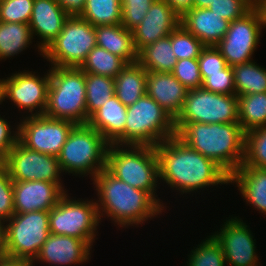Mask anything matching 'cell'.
Instances as JSON below:
<instances>
[{"label":"cell","instance_id":"6da1fadb","mask_svg":"<svg viewBox=\"0 0 266 266\" xmlns=\"http://www.w3.org/2000/svg\"><path fill=\"white\" fill-rule=\"evenodd\" d=\"M155 150L159 179L181 194L229 184V175L218 164L188 147L176 136L157 144Z\"/></svg>","mask_w":266,"mask_h":266},{"label":"cell","instance_id":"7a4b0ae2","mask_svg":"<svg viewBox=\"0 0 266 266\" xmlns=\"http://www.w3.org/2000/svg\"><path fill=\"white\" fill-rule=\"evenodd\" d=\"M98 199L96 202L98 215H106L118 227L143 224L157 217L164 207L149 192L131 187L116 178L106 168L93 179ZM104 212V213H103Z\"/></svg>","mask_w":266,"mask_h":266},{"label":"cell","instance_id":"3957f363","mask_svg":"<svg viewBox=\"0 0 266 266\" xmlns=\"http://www.w3.org/2000/svg\"><path fill=\"white\" fill-rule=\"evenodd\" d=\"M175 136L213 160L229 176L243 164L245 131L239 123H186Z\"/></svg>","mask_w":266,"mask_h":266},{"label":"cell","instance_id":"277c9868","mask_svg":"<svg viewBox=\"0 0 266 266\" xmlns=\"http://www.w3.org/2000/svg\"><path fill=\"white\" fill-rule=\"evenodd\" d=\"M122 147V148H121ZM126 147V148H125ZM106 169L131 187L149 192L162 206L156 194L159 180L155 147L147 145L110 144Z\"/></svg>","mask_w":266,"mask_h":266},{"label":"cell","instance_id":"5b68a950","mask_svg":"<svg viewBox=\"0 0 266 266\" xmlns=\"http://www.w3.org/2000/svg\"><path fill=\"white\" fill-rule=\"evenodd\" d=\"M44 115L87 124L85 72L75 67H51Z\"/></svg>","mask_w":266,"mask_h":266},{"label":"cell","instance_id":"8992f818","mask_svg":"<svg viewBox=\"0 0 266 266\" xmlns=\"http://www.w3.org/2000/svg\"><path fill=\"white\" fill-rule=\"evenodd\" d=\"M110 143L88 124L76 125L63 145L58 161L63 173L89 175L92 179L106 168Z\"/></svg>","mask_w":266,"mask_h":266},{"label":"cell","instance_id":"52a82bcc","mask_svg":"<svg viewBox=\"0 0 266 266\" xmlns=\"http://www.w3.org/2000/svg\"><path fill=\"white\" fill-rule=\"evenodd\" d=\"M124 145L157 144L176 135L174 119L147 93L127 107Z\"/></svg>","mask_w":266,"mask_h":266},{"label":"cell","instance_id":"ba28073f","mask_svg":"<svg viewBox=\"0 0 266 266\" xmlns=\"http://www.w3.org/2000/svg\"><path fill=\"white\" fill-rule=\"evenodd\" d=\"M49 234V211L15 213L2 225L1 253L33 262Z\"/></svg>","mask_w":266,"mask_h":266},{"label":"cell","instance_id":"9c48e42d","mask_svg":"<svg viewBox=\"0 0 266 266\" xmlns=\"http://www.w3.org/2000/svg\"><path fill=\"white\" fill-rule=\"evenodd\" d=\"M95 46V27L79 16H69L62 31L42 52V56L51 67L80 68Z\"/></svg>","mask_w":266,"mask_h":266},{"label":"cell","instance_id":"30bf717a","mask_svg":"<svg viewBox=\"0 0 266 266\" xmlns=\"http://www.w3.org/2000/svg\"><path fill=\"white\" fill-rule=\"evenodd\" d=\"M100 223L93 200L71 199L66 192L49 211V228L53 235H66L86 241L91 247ZM96 232V233H95Z\"/></svg>","mask_w":266,"mask_h":266},{"label":"cell","instance_id":"8fae6325","mask_svg":"<svg viewBox=\"0 0 266 266\" xmlns=\"http://www.w3.org/2000/svg\"><path fill=\"white\" fill-rule=\"evenodd\" d=\"M186 123H239L237 96L210 92L202 87L189 89L183 109L174 120L175 131Z\"/></svg>","mask_w":266,"mask_h":266},{"label":"cell","instance_id":"7c38bea8","mask_svg":"<svg viewBox=\"0 0 266 266\" xmlns=\"http://www.w3.org/2000/svg\"><path fill=\"white\" fill-rule=\"evenodd\" d=\"M263 28L264 17L259 5H255L242 18L230 22L224 38L215 46L228 66L252 61Z\"/></svg>","mask_w":266,"mask_h":266},{"label":"cell","instance_id":"4fadbf2b","mask_svg":"<svg viewBox=\"0 0 266 266\" xmlns=\"http://www.w3.org/2000/svg\"><path fill=\"white\" fill-rule=\"evenodd\" d=\"M71 121L40 116H27L18 125V140L28 149L58 157L70 132Z\"/></svg>","mask_w":266,"mask_h":266},{"label":"cell","instance_id":"5bb4252c","mask_svg":"<svg viewBox=\"0 0 266 266\" xmlns=\"http://www.w3.org/2000/svg\"><path fill=\"white\" fill-rule=\"evenodd\" d=\"M13 181L41 180L61 183L58 158L25 147L19 140L2 163Z\"/></svg>","mask_w":266,"mask_h":266},{"label":"cell","instance_id":"9a60e30c","mask_svg":"<svg viewBox=\"0 0 266 266\" xmlns=\"http://www.w3.org/2000/svg\"><path fill=\"white\" fill-rule=\"evenodd\" d=\"M48 71L44 77L25 70L1 79L3 101L11 100L17 108L28 110L29 116L44 115L50 83V69Z\"/></svg>","mask_w":266,"mask_h":266},{"label":"cell","instance_id":"2e32d148","mask_svg":"<svg viewBox=\"0 0 266 266\" xmlns=\"http://www.w3.org/2000/svg\"><path fill=\"white\" fill-rule=\"evenodd\" d=\"M220 244L228 266H258V256L253 240L254 236L248 225L241 218L226 220L220 231L213 233Z\"/></svg>","mask_w":266,"mask_h":266},{"label":"cell","instance_id":"e0dca14e","mask_svg":"<svg viewBox=\"0 0 266 266\" xmlns=\"http://www.w3.org/2000/svg\"><path fill=\"white\" fill-rule=\"evenodd\" d=\"M62 185L41 180L13 181L15 213L50 211L67 192Z\"/></svg>","mask_w":266,"mask_h":266},{"label":"cell","instance_id":"ac0fdd59","mask_svg":"<svg viewBox=\"0 0 266 266\" xmlns=\"http://www.w3.org/2000/svg\"><path fill=\"white\" fill-rule=\"evenodd\" d=\"M181 17L166 3L155 0L141 23L132 31L136 50L169 35L180 25Z\"/></svg>","mask_w":266,"mask_h":266},{"label":"cell","instance_id":"d6986e66","mask_svg":"<svg viewBox=\"0 0 266 266\" xmlns=\"http://www.w3.org/2000/svg\"><path fill=\"white\" fill-rule=\"evenodd\" d=\"M91 248L82 239L50 233L32 263L39 261L56 266L83 264V262H88L91 257Z\"/></svg>","mask_w":266,"mask_h":266},{"label":"cell","instance_id":"ffe728a7","mask_svg":"<svg viewBox=\"0 0 266 266\" xmlns=\"http://www.w3.org/2000/svg\"><path fill=\"white\" fill-rule=\"evenodd\" d=\"M69 15L56 0H34L29 26L32 37L37 35L41 39L37 44L42 52L62 31Z\"/></svg>","mask_w":266,"mask_h":266},{"label":"cell","instance_id":"44dd1931","mask_svg":"<svg viewBox=\"0 0 266 266\" xmlns=\"http://www.w3.org/2000/svg\"><path fill=\"white\" fill-rule=\"evenodd\" d=\"M187 92L171 72L147 71L146 93L174 120L183 109Z\"/></svg>","mask_w":266,"mask_h":266},{"label":"cell","instance_id":"7402d4cb","mask_svg":"<svg viewBox=\"0 0 266 266\" xmlns=\"http://www.w3.org/2000/svg\"><path fill=\"white\" fill-rule=\"evenodd\" d=\"M180 24L205 46H216L224 38L230 21L209 8L193 7L181 16Z\"/></svg>","mask_w":266,"mask_h":266},{"label":"cell","instance_id":"603a6c76","mask_svg":"<svg viewBox=\"0 0 266 266\" xmlns=\"http://www.w3.org/2000/svg\"><path fill=\"white\" fill-rule=\"evenodd\" d=\"M126 112L127 107L113 95L89 117L87 124L97 130L110 144L124 145Z\"/></svg>","mask_w":266,"mask_h":266},{"label":"cell","instance_id":"cb8c5ba5","mask_svg":"<svg viewBox=\"0 0 266 266\" xmlns=\"http://www.w3.org/2000/svg\"><path fill=\"white\" fill-rule=\"evenodd\" d=\"M229 183L237 184L247 204L266 215V169L240 166L229 176Z\"/></svg>","mask_w":266,"mask_h":266},{"label":"cell","instance_id":"d4e9b609","mask_svg":"<svg viewBox=\"0 0 266 266\" xmlns=\"http://www.w3.org/2000/svg\"><path fill=\"white\" fill-rule=\"evenodd\" d=\"M97 46L120 57L127 64L138 61L133 32L122 24L95 26Z\"/></svg>","mask_w":266,"mask_h":266},{"label":"cell","instance_id":"484cf974","mask_svg":"<svg viewBox=\"0 0 266 266\" xmlns=\"http://www.w3.org/2000/svg\"><path fill=\"white\" fill-rule=\"evenodd\" d=\"M114 81L115 95L126 107L146 94L147 71L138 61L127 64Z\"/></svg>","mask_w":266,"mask_h":266},{"label":"cell","instance_id":"4316f807","mask_svg":"<svg viewBox=\"0 0 266 266\" xmlns=\"http://www.w3.org/2000/svg\"><path fill=\"white\" fill-rule=\"evenodd\" d=\"M138 62L146 71L172 72L177 58L169 35L142 48L138 52Z\"/></svg>","mask_w":266,"mask_h":266},{"label":"cell","instance_id":"83f0119b","mask_svg":"<svg viewBox=\"0 0 266 266\" xmlns=\"http://www.w3.org/2000/svg\"><path fill=\"white\" fill-rule=\"evenodd\" d=\"M29 24L0 22V60L14 57L32 44Z\"/></svg>","mask_w":266,"mask_h":266},{"label":"cell","instance_id":"f1b7e54d","mask_svg":"<svg viewBox=\"0 0 266 266\" xmlns=\"http://www.w3.org/2000/svg\"><path fill=\"white\" fill-rule=\"evenodd\" d=\"M236 96L266 92V69L255 61L232 67Z\"/></svg>","mask_w":266,"mask_h":266},{"label":"cell","instance_id":"f546056e","mask_svg":"<svg viewBox=\"0 0 266 266\" xmlns=\"http://www.w3.org/2000/svg\"><path fill=\"white\" fill-rule=\"evenodd\" d=\"M238 120L246 132L266 127V92L237 96Z\"/></svg>","mask_w":266,"mask_h":266},{"label":"cell","instance_id":"4dcf8cb0","mask_svg":"<svg viewBox=\"0 0 266 266\" xmlns=\"http://www.w3.org/2000/svg\"><path fill=\"white\" fill-rule=\"evenodd\" d=\"M121 0H86L82 19L94 27L100 25H117L122 22Z\"/></svg>","mask_w":266,"mask_h":266},{"label":"cell","instance_id":"1f68e13d","mask_svg":"<svg viewBox=\"0 0 266 266\" xmlns=\"http://www.w3.org/2000/svg\"><path fill=\"white\" fill-rule=\"evenodd\" d=\"M87 123L89 117L115 95L112 77L85 73Z\"/></svg>","mask_w":266,"mask_h":266},{"label":"cell","instance_id":"d6a6232c","mask_svg":"<svg viewBox=\"0 0 266 266\" xmlns=\"http://www.w3.org/2000/svg\"><path fill=\"white\" fill-rule=\"evenodd\" d=\"M127 63L107 50L95 46L89 53L81 69L85 73L115 78Z\"/></svg>","mask_w":266,"mask_h":266},{"label":"cell","instance_id":"836d02e7","mask_svg":"<svg viewBox=\"0 0 266 266\" xmlns=\"http://www.w3.org/2000/svg\"><path fill=\"white\" fill-rule=\"evenodd\" d=\"M241 166L266 169V127L245 132V154Z\"/></svg>","mask_w":266,"mask_h":266},{"label":"cell","instance_id":"e575fe53","mask_svg":"<svg viewBox=\"0 0 266 266\" xmlns=\"http://www.w3.org/2000/svg\"><path fill=\"white\" fill-rule=\"evenodd\" d=\"M192 252V253H191ZM187 266H225L226 260L220 244L210 235L191 250Z\"/></svg>","mask_w":266,"mask_h":266},{"label":"cell","instance_id":"d590c367","mask_svg":"<svg viewBox=\"0 0 266 266\" xmlns=\"http://www.w3.org/2000/svg\"><path fill=\"white\" fill-rule=\"evenodd\" d=\"M172 50L177 58H198L205 45L193 34L187 31L181 24L170 34Z\"/></svg>","mask_w":266,"mask_h":266},{"label":"cell","instance_id":"8d00e7d4","mask_svg":"<svg viewBox=\"0 0 266 266\" xmlns=\"http://www.w3.org/2000/svg\"><path fill=\"white\" fill-rule=\"evenodd\" d=\"M34 0H2L0 22L29 24Z\"/></svg>","mask_w":266,"mask_h":266},{"label":"cell","instance_id":"74e56055","mask_svg":"<svg viewBox=\"0 0 266 266\" xmlns=\"http://www.w3.org/2000/svg\"><path fill=\"white\" fill-rule=\"evenodd\" d=\"M171 73L188 90L200 88L202 86V76L197 58L177 60Z\"/></svg>","mask_w":266,"mask_h":266},{"label":"cell","instance_id":"f35d334b","mask_svg":"<svg viewBox=\"0 0 266 266\" xmlns=\"http://www.w3.org/2000/svg\"><path fill=\"white\" fill-rule=\"evenodd\" d=\"M201 76L202 88L218 94L236 95L234 74L231 66L222 69L221 73L201 74Z\"/></svg>","mask_w":266,"mask_h":266},{"label":"cell","instance_id":"ab89813d","mask_svg":"<svg viewBox=\"0 0 266 266\" xmlns=\"http://www.w3.org/2000/svg\"><path fill=\"white\" fill-rule=\"evenodd\" d=\"M155 0H121L122 22L129 31H133L146 16Z\"/></svg>","mask_w":266,"mask_h":266},{"label":"cell","instance_id":"60d3db41","mask_svg":"<svg viewBox=\"0 0 266 266\" xmlns=\"http://www.w3.org/2000/svg\"><path fill=\"white\" fill-rule=\"evenodd\" d=\"M13 180L7 168L0 163V225L2 226L14 214Z\"/></svg>","mask_w":266,"mask_h":266},{"label":"cell","instance_id":"b9f144b4","mask_svg":"<svg viewBox=\"0 0 266 266\" xmlns=\"http://www.w3.org/2000/svg\"><path fill=\"white\" fill-rule=\"evenodd\" d=\"M254 6L250 0H214L208 8L218 16L232 22L242 18Z\"/></svg>","mask_w":266,"mask_h":266},{"label":"cell","instance_id":"7bdbcfd3","mask_svg":"<svg viewBox=\"0 0 266 266\" xmlns=\"http://www.w3.org/2000/svg\"><path fill=\"white\" fill-rule=\"evenodd\" d=\"M201 74L221 73L228 65L215 46H205L197 58Z\"/></svg>","mask_w":266,"mask_h":266},{"label":"cell","instance_id":"ee69618b","mask_svg":"<svg viewBox=\"0 0 266 266\" xmlns=\"http://www.w3.org/2000/svg\"><path fill=\"white\" fill-rule=\"evenodd\" d=\"M16 126L17 131H11L12 126L0 115V163L5 161L9 151L18 141V125Z\"/></svg>","mask_w":266,"mask_h":266},{"label":"cell","instance_id":"f6af8a7d","mask_svg":"<svg viewBox=\"0 0 266 266\" xmlns=\"http://www.w3.org/2000/svg\"><path fill=\"white\" fill-rule=\"evenodd\" d=\"M69 16H79L86 0H56Z\"/></svg>","mask_w":266,"mask_h":266},{"label":"cell","instance_id":"bcb514c9","mask_svg":"<svg viewBox=\"0 0 266 266\" xmlns=\"http://www.w3.org/2000/svg\"><path fill=\"white\" fill-rule=\"evenodd\" d=\"M166 3L181 17L193 8V0H165Z\"/></svg>","mask_w":266,"mask_h":266},{"label":"cell","instance_id":"7dc6e473","mask_svg":"<svg viewBox=\"0 0 266 266\" xmlns=\"http://www.w3.org/2000/svg\"><path fill=\"white\" fill-rule=\"evenodd\" d=\"M0 266H34L32 262L0 253Z\"/></svg>","mask_w":266,"mask_h":266},{"label":"cell","instance_id":"c3c4849f","mask_svg":"<svg viewBox=\"0 0 266 266\" xmlns=\"http://www.w3.org/2000/svg\"><path fill=\"white\" fill-rule=\"evenodd\" d=\"M214 0H193V7L208 8Z\"/></svg>","mask_w":266,"mask_h":266},{"label":"cell","instance_id":"681fc988","mask_svg":"<svg viewBox=\"0 0 266 266\" xmlns=\"http://www.w3.org/2000/svg\"><path fill=\"white\" fill-rule=\"evenodd\" d=\"M259 7H260L262 13H266V0H261Z\"/></svg>","mask_w":266,"mask_h":266},{"label":"cell","instance_id":"f907efd6","mask_svg":"<svg viewBox=\"0 0 266 266\" xmlns=\"http://www.w3.org/2000/svg\"><path fill=\"white\" fill-rule=\"evenodd\" d=\"M2 102H3V87L0 79V104H2Z\"/></svg>","mask_w":266,"mask_h":266},{"label":"cell","instance_id":"816d5d0a","mask_svg":"<svg viewBox=\"0 0 266 266\" xmlns=\"http://www.w3.org/2000/svg\"><path fill=\"white\" fill-rule=\"evenodd\" d=\"M254 5H259L261 0H250Z\"/></svg>","mask_w":266,"mask_h":266},{"label":"cell","instance_id":"f5cc1de1","mask_svg":"<svg viewBox=\"0 0 266 266\" xmlns=\"http://www.w3.org/2000/svg\"><path fill=\"white\" fill-rule=\"evenodd\" d=\"M264 17V27L266 28V13H262Z\"/></svg>","mask_w":266,"mask_h":266},{"label":"cell","instance_id":"db71d44e","mask_svg":"<svg viewBox=\"0 0 266 266\" xmlns=\"http://www.w3.org/2000/svg\"><path fill=\"white\" fill-rule=\"evenodd\" d=\"M1 229H2V226L0 225V253H1Z\"/></svg>","mask_w":266,"mask_h":266}]
</instances>
